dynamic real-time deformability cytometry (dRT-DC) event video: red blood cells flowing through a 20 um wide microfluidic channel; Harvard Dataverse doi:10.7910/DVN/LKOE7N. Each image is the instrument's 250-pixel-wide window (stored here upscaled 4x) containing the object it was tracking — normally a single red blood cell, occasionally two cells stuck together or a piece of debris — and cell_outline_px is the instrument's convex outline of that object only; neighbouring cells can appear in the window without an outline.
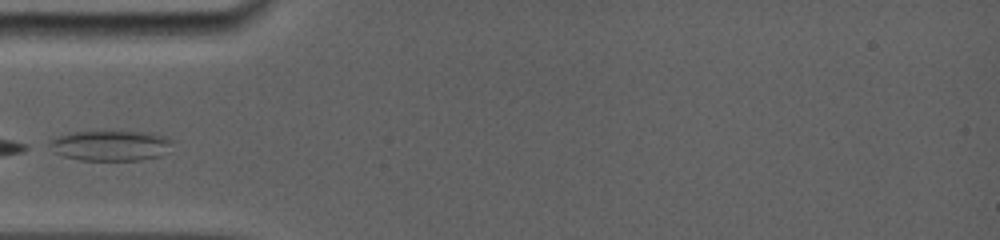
{"species": "common noctule bat (a hibernating species)", "species_latin": "Nyctalus noctula", "temperature_condition": "room temperature", "stored_images_in_passage": 8, "camera_frame_rate_fps": 5000, "um_per_image_px": 0.085, "animal": {"sex": "female", "body_mass_g": 19.0, "forearm_length_mm": 56.7}, "frame": {"image": 1, "passage_image": 1, "time_ms": 0.0, "image_size_px": [1000, 240], "cell_outline_px": [[176, 140], [160, 156], [140, 160], [80, 160], [64, 156], [52, 152], [48, 144], [48, 136], [68, 132], [152, 132], [168, 136]], "centroid_in_image_um": [9.34, 12.35], "position_along_channel_um": 75.7, "area_um2": 22.25}}
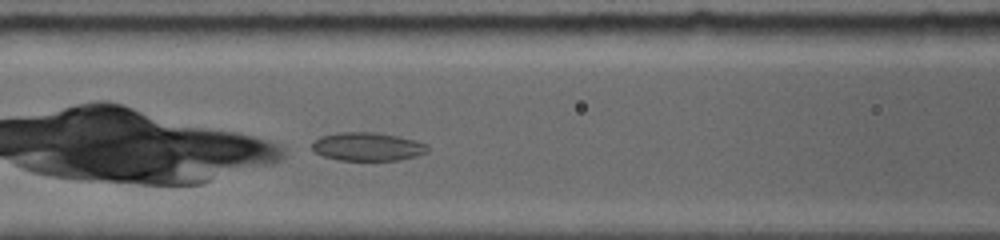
{"frame": {"image": 2, "passage_image": 7, "time_ms": 1.6, "image_size_px": [1000, 240], "cell_outline_px": [[428, 152], [416, 156], [400, 160], [340, 160], [324, 156], [316, 152], [312, 148], [312, 140], [320, 136], [336, 132], [380, 132], [428, 144]], "centroid_in_image_um": [31.22, 12.45], "position_along_channel_um": 135.4, "area_um2": 19.19}}